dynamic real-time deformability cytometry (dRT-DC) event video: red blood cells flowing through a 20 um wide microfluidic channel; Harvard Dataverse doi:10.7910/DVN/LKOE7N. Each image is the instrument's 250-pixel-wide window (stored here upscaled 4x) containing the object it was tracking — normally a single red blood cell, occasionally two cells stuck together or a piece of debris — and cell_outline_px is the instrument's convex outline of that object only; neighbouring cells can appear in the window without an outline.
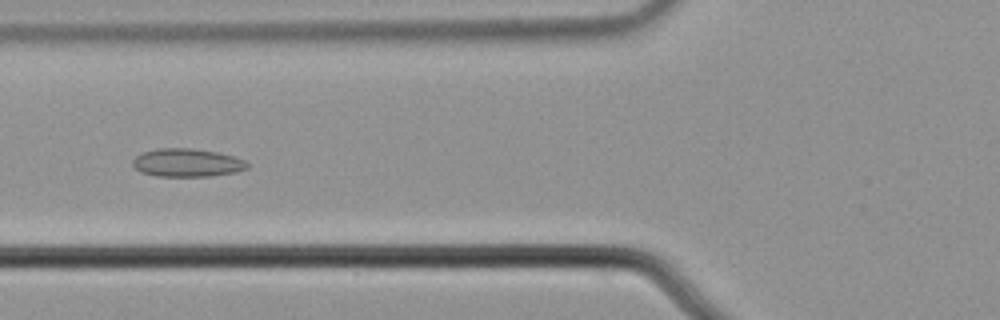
{"species": "common noctule bat (a hibernating species)", "species_latin": "Nyctalus noctula", "temperature_condition": "cold", "stored_images_in_passage": 7, "camera_frame_rate_fps": 3000, "um_per_image_px": 0.085, "animal": {"sex": "male", "body_mass_g": 21.5, "forearm_length_mm": 52.0}, "frame": {"image": 1, "passage_image": 6, "time_ms": 1.667, "image_size_px": [1000, 320], "cell_outline_px": [[248, 168], [236, 172], [212, 176], [156, 176], [140, 172], [132, 164], [132, 160], [140, 152], [156, 148], [192, 148], [220, 152], [244, 160], [248, 164]], "centroid_in_image_um": [15.88, 13.82], "position_along_channel_um": 109.9, "area_um2": 19.02}}
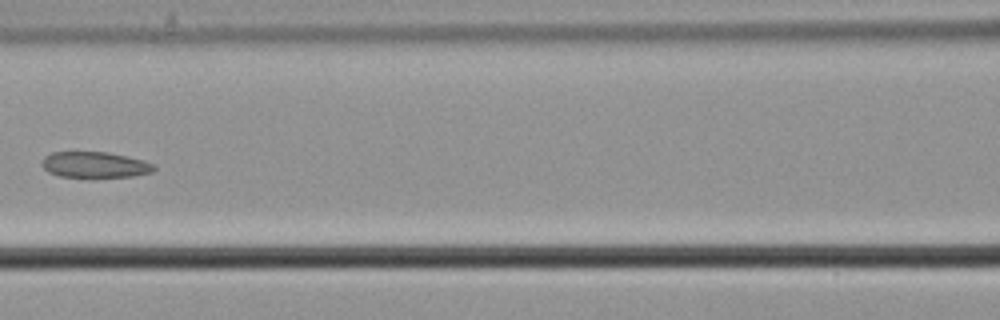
{"frame": {"image": 2, "passage_image": 7, "time_ms": 2.0, "image_size_px": [1000, 320], "cell_outline_px": [[156, 168], [152, 172], [132, 176], [60, 176], [48, 172], [40, 164], [44, 156], [52, 152], [108, 152], [144, 160], [156, 164]], "centroid_in_image_um": [8.07, 13.98], "position_along_channel_um": 158.5, "area_um2": 16.76}}